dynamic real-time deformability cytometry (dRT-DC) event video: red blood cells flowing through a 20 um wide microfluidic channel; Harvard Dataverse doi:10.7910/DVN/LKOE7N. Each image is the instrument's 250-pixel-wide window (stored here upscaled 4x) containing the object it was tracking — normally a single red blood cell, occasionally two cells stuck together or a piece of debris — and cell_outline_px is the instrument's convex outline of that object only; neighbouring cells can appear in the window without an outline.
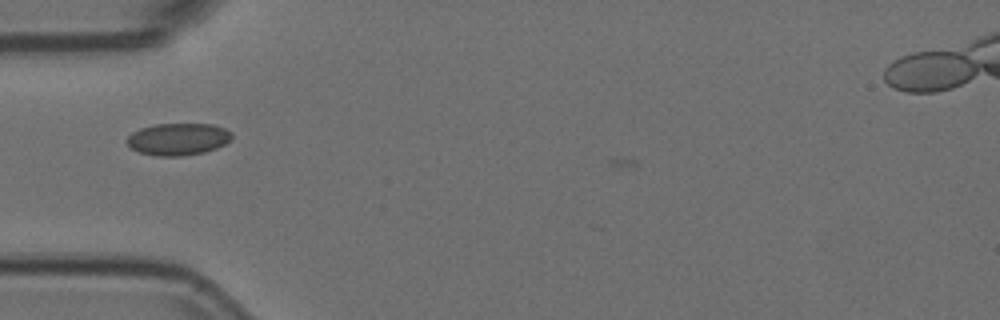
{"species": "Egyptian fruit bat (a non-hibernating species)", "species_latin": "Rousettus aegyptiacus", "temperature_condition": "room temperature", "stored_images_in_passage": 2, "camera_frame_rate_fps": 3000, "um_per_image_px": 0.085, "animal": {"sex": "female"}, "frame": {"image": 1, "passage_image": 1, "time_ms": 0.0, "image_size_px": [1000, 320], "cell_outline_px": [[232, 140], [216, 148], [204, 152], [184, 156], [156, 156], [140, 152], [132, 148], [124, 140], [132, 132], [140, 128], [156, 124], [212, 124], [224, 128], [232, 132]], "centroid_in_image_um": [15.14, 11.82], "position_along_channel_um": 69.9, "area_um2": 19.71}}
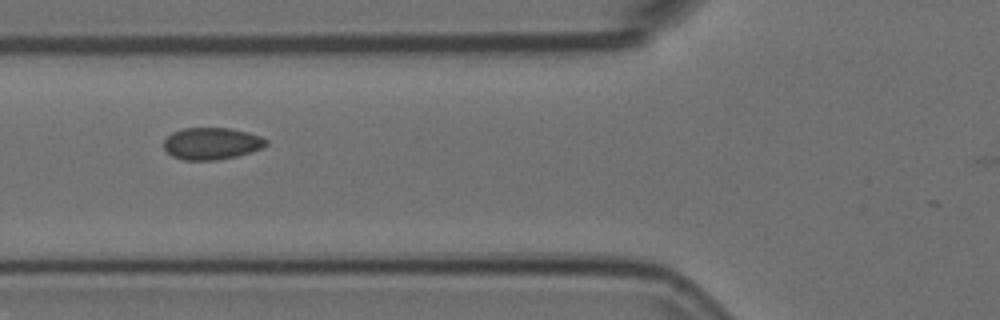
{"frame": {"image": 2, "passage_image": 2, "time_ms": 0.333, "image_size_px": [1000, 320], "cell_outline_px": [[268, 144], [264, 148], [236, 156], [216, 160], [184, 160], [172, 156], [164, 148], [164, 140], [172, 132], [184, 128], [228, 128], [248, 132], [260, 136], [268, 140]], "centroid_in_image_um": [18.01, 12.2], "position_along_channel_um": 107.8, "area_um2": 19.07}}